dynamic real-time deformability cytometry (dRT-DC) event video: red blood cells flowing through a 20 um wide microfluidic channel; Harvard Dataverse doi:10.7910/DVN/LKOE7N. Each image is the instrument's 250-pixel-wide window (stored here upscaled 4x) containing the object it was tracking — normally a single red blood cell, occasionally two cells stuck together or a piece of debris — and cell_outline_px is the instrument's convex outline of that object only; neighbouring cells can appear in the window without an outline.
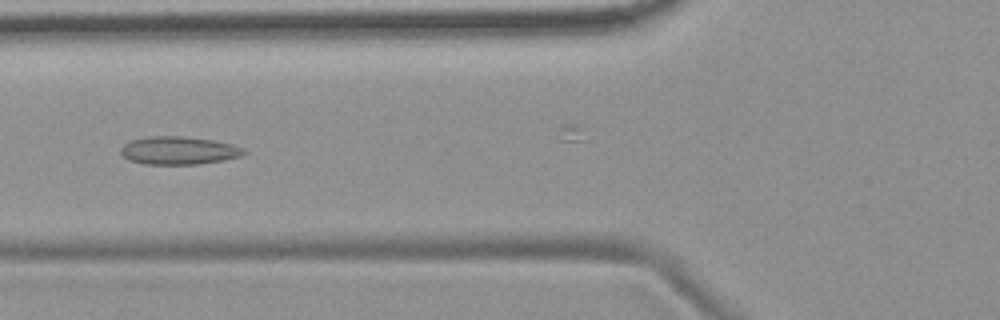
{"species": "common noctule bat (a hibernating species)", "species_latin": "Nyctalus noctula", "temperature_condition": "room temperature", "stored_images_in_passage": 6, "camera_frame_rate_fps": 3000, "um_per_image_px": 0.085, "animal": {"sex": "female", "body_mass_g": 19.9}, "frame": {"image": 1, "passage_image": 5, "time_ms": 4.667, "image_size_px": [1000, 320], "cell_outline_px": [[248, 152], [240, 156], [224, 160], [196, 164], [144, 164], [128, 160], [120, 152], [120, 148], [124, 144], [132, 140], [148, 136], [184, 136], [212, 140], [232, 144], [244, 148]], "centroid_in_image_um": [15.19, 12.79], "position_along_channel_um": 110.6, "area_um2": 20.11}}
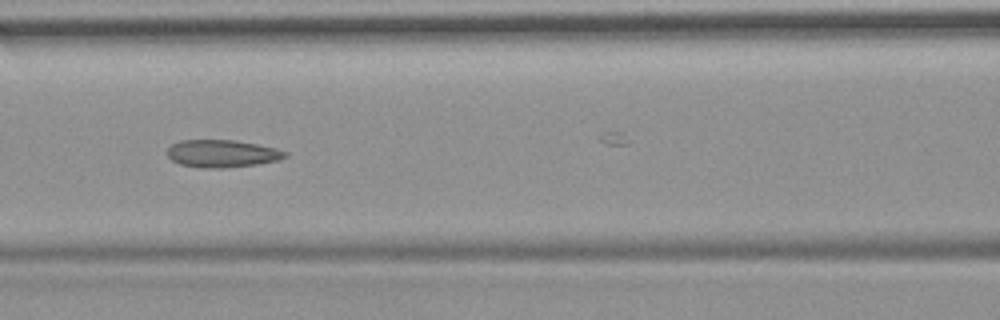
{"frame": {"image": 2, "passage_image": 6, "time_ms": 5.667, "image_size_px": [1000, 320], "cell_outline_px": [[288, 156], [280, 160], [256, 164], [224, 168], [200, 168], [180, 164], [172, 160], [168, 156], [168, 148], [172, 144], [180, 140], [236, 140], [276, 148], [288, 152]], "centroid_in_image_um": [18.9, 13.05], "position_along_channel_um": 147.7, "area_um2": 18.96}}